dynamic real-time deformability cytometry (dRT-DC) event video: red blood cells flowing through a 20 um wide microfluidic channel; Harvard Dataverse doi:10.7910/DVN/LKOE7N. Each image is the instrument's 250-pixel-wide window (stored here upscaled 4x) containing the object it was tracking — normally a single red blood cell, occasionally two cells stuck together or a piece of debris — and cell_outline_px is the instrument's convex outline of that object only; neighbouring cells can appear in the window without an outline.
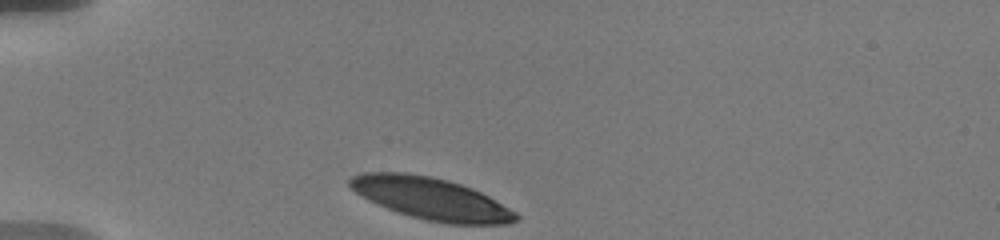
{"species": "human", "species_latin": "Homo sapiens", "temperature_condition": "warm", "stored_images_in_passage": 36, "camera_frame_rate_fps": 3000, "um_per_image_px": 0.085, "donor": {"sex": "male"}, "frame": {"image": 1, "passage_image": 1, "time_ms": 0.0, "image_size_px": [1000, 240], "cell_outline_px": [[520, 220], [508, 224], [448, 224], [428, 220], [412, 216], [388, 208], [368, 200], [356, 192], [348, 184], [348, 180], [352, 176], [364, 172], [404, 172], [432, 176], [448, 180], [472, 188], [488, 196], [516, 212], [520, 216]], "centroid_in_image_um": [36.67, 16.87], "position_along_channel_um": 48.3, "area_um2": 40.46}}
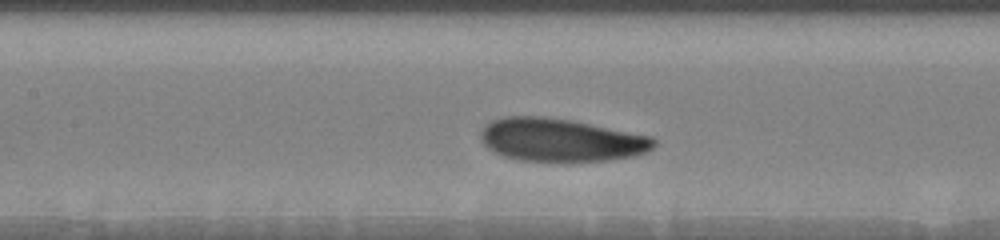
{"frame": {"image": 2, "passage_image": 21, "time_ms": 4.0, "image_size_px": [1000, 240], "cell_outline_px": [[656, 144], [648, 152], [632, 156], [608, 160], [572, 164], [560, 164], [520, 160], [504, 156], [488, 148], [480, 140], [480, 132], [492, 120], [504, 116], [544, 116], [572, 120], [652, 136], [656, 140]], "centroid_in_image_um": [47.69, 11.93], "position_along_channel_um": 159.7, "area_um2": 44.56}}
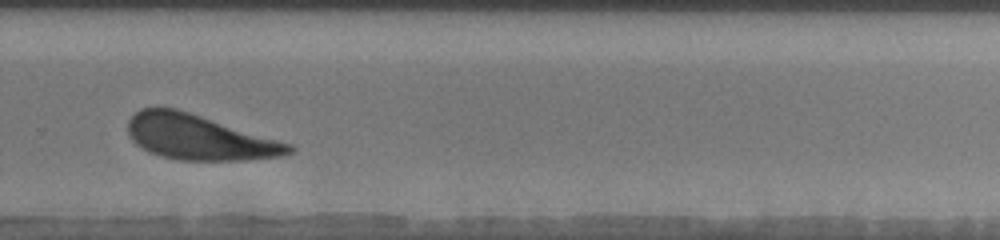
{"frame": {"image": 3, "passage_image": 30, "time_ms": 8.333, "image_size_px": [1000, 240], "cell_outline_px": [[296, 148], [292, 152], [280, 156], [244, 160], [180, 160], [160, 156], [148, 152], [140, 148], [128, 136], [128, 120], [140, 108], [176, 108], [292, 144]], "centroid_in_image_um": [16.89, 11.68], "position_along_channel_um": 312.9, "area_um2": 42.14}, "authors_computed_cell_mechanics": {"area_um2": 43.639, "velocity_mm_per_s": 3.5496, "shape_relaxation_time_tau1_ms": 1.6772, "shape_relaxation_time_tau2_ms": 4.8565, "deformation_change_tau1": 0.1231, "deformation_change_tau2": 0.149}}